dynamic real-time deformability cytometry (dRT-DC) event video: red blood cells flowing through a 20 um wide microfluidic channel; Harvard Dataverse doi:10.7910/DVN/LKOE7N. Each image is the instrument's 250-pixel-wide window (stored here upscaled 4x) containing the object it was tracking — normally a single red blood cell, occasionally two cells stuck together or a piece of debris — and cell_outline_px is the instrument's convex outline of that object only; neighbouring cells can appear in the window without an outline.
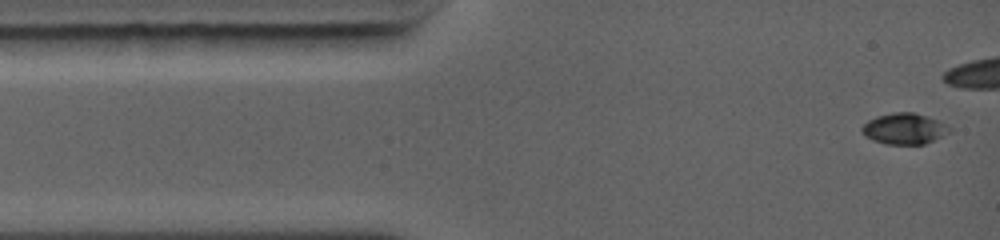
{"species": "common noctule bat (a hibernating species)", "species_latin": "Nyctalus noctula", "temperature_condition": "warm", "stored_images_in_passage": 19, "camera_frame_rate_fps": 5000, "um_per_image_px": 0.085, "animal": {"sex": "female", "body_mass_g": 19.0, "forearm_length_mm": 56.7}, "frame": {"image": 1, "passage_image": 1, "time_ms": 0.0, "image_size_px": [1000, 240], "cell_outline_px": [[952, 128], [948, 132], [924, 144], [888, 144], [872, 140], [864, 136], [860, 128], [868, 120], [876, 116], [892, 112], [912, 112], [928, 116]], "centroid_in_image_um": [76.8, 10.93], "position_along_channel_um": 8.2, "area_um2": 15.66}}
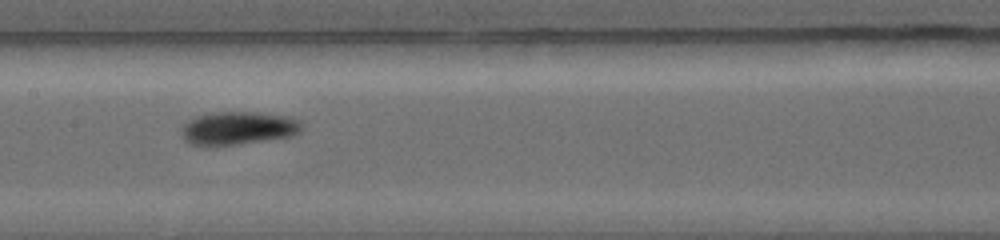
{"frame": {"image": 2, "passage_image": 12, "time_ms": 6.4, "image_size_px": [1000, 240], "cell_outline_px": [[304, 128], [300, 132], [292, 136], [208, 148], [200, 148], [188, 144], [184, 140], [180, 132], [180, 128], [188, 120], [196, 116], [212, 112], [260, 112], [292, 116], [300, 120], [304, 124]], "centroid_in_image_um": [20.21, 10.91], "position_along_channel_um": 187.2, "area_um2": 24.22}}
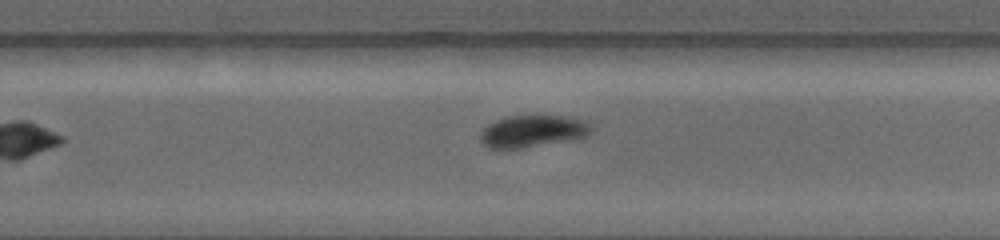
{"frame": {"image": 3, "passage_image": 16, "time_ms": 8.6, "image_size_px": [1000, 240], "cell_outline_px": [[592, 132], [588, 136], [572, 140], [520, 148], [488, 148], [480, 140], [480, 132], [488, 124], [504, 116], [568, 116], [584, 120], [592, 124]], "centroid_in_image_um": [45.31, 11.14], "position_along_channel_um": 284.5, "area_um2": 20.87}}